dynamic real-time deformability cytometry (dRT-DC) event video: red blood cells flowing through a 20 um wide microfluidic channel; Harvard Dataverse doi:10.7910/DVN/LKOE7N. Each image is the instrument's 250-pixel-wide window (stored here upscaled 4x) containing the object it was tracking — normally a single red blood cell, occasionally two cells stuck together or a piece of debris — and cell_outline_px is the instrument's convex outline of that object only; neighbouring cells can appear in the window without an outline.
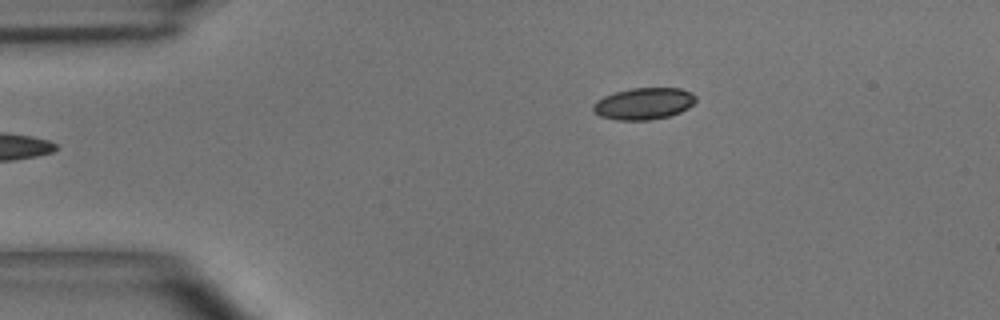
{"species": "common noctule bat (a hibernating species)", "species_latin": "Nyctalus noctula", "temperature_condition": "room temperature", "stored_images_in_passage": 41, "camera_frame_rate_fps": 3000, "um_per_image_px": 0.085, "animal": {"sex": "male", "body_mass_g": 15.6}, "frame": {"image": 1, "passage_image": 1, "time_ms": 0.0, "image_size_px": [1000, 320], "cell_outline_px": [[696, 100], [688, 108], [680, 112], [668, 116], [648, 120], [616, 120], [600, 116], [592, 108], [592, 104], [596, 100], [604, 96], [616, 92], [632, 88], [680, 88], [692, 92], [696, 96]], "centroid_in_image_um": [54.72, 8.8], "position_along_channel_um": 30.3, "area_um2": 18.96}}
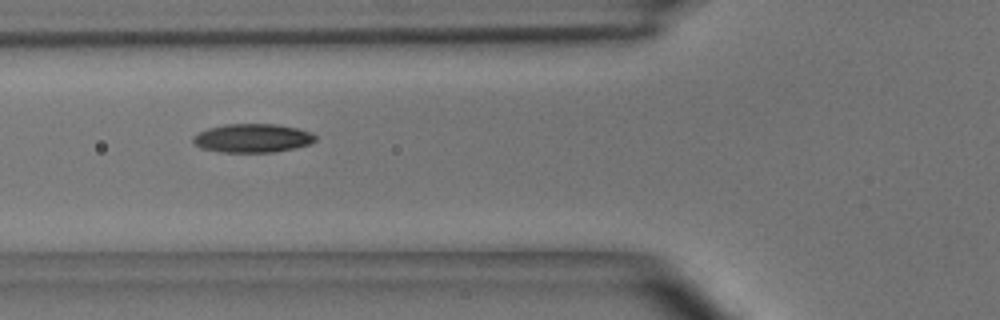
{"frame": {"image": 2, "passage_image": 10, "time_ms": 3.0, "image_size_px": [1000, 320], "cell_outline_px": [[316, 140], [308, 144], [296, 148], [276, 152], [224, 152], [200, 148], [192, 140], [192, 136], [208, 128], [224, 124], [276, 124], [296, 128], [312, 132], [316, 136]], "centroid_in_image_um": [21.47, 11.74], "position_along_channel_um": 104.3, "area_um2": 20.46}}
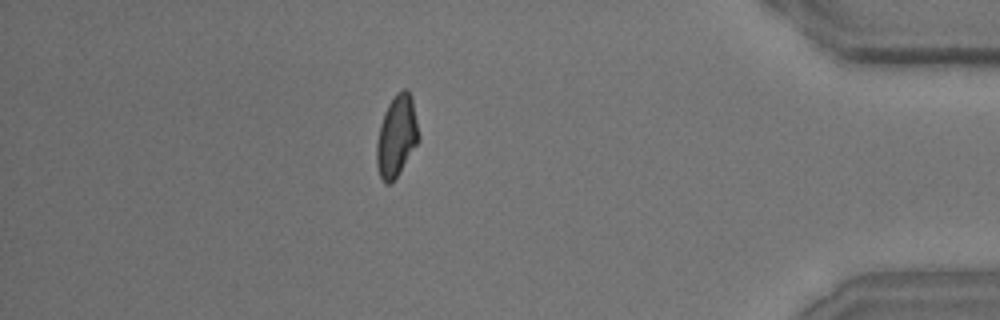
{"frame": {"image": 3, "passage_image": 35, "time_ms": 11.333, "image_size_px": [1000, 320], "cell_outline_px": [[420, 140], [396, 176], [388, 184], [384, 184], [380, 176], [376, 164], [376, 144], [380, 124], [384, 112], [388, 104], [396, 92], [404, 88], [408, 88], [412, 96], [420, 136]], "centroid_in_image_um": [33.72, 11.51], "position_along_channel_um": 401.5, "area_um2": 20.06}, "authors_computed_cell_mechanics": {"area_um2": 20.0566, "velocity_mm_per_s": 4.0604, "shape_relaxation_time_tau1_ms": 3.9411, "shape_relaxation_time_tau2_ms": 4.0319, "deformation_change_tau1": 0.1451, "deformation_change_tau2": 0.091}}